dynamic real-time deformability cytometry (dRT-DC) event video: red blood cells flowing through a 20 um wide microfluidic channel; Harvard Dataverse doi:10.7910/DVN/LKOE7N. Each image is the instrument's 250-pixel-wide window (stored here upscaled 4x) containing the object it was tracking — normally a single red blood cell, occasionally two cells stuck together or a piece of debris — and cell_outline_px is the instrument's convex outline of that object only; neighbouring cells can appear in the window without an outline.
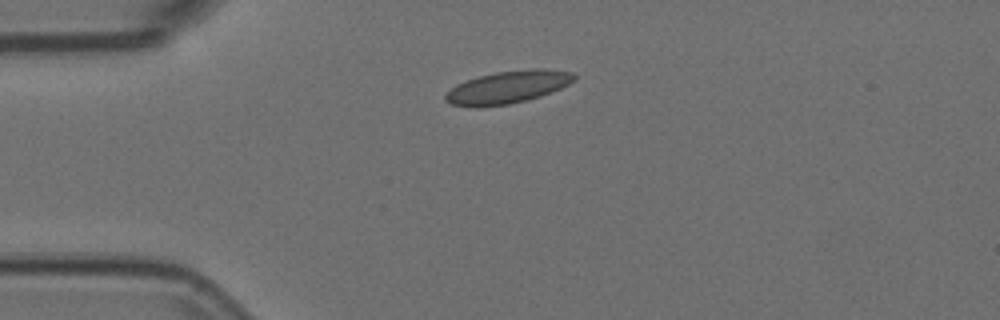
{"species": "Egyptian fruit bat (a non-hibernating species)", "species_latin": "Rousettus aegyptiacus", "temperature_condition": "room temperature", "stored_images_in_passage": 3, "camera_frame_rate_fps": 3000, "um_per_image_px": 0.085, "animal": {"sex": "female"}, "frame": {"image": 1, "passage_image": 1, "time_ms": 0.0, "image_size_px": [1000, 320], "cell_outline_px": [[576, 80], [560, 88], [540, 96], [508, 104], [480, 108], [476, 108], [452, 104], [444, 100], [444, 96], [456, 84], [480, 76], [496, 72], [532, 68], [536, 68], [572, 72], [576, 76]], "centroid_in_image_um": [43.15, 7.41], "position_along_channel_um": 41.9, "area_um2": 24.22}}
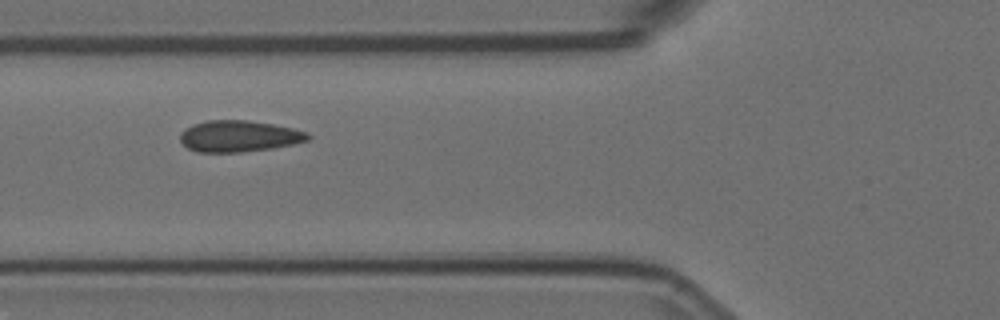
{"frame": {"image": 2, "passage_image": 3, "time_ms": 0.667, "image_size_px": [1000, 320], "cell_outline_px": [[312, 136], [308, 140], [292, 144], [272, 148], [240, 152], [196, 152], [188, 148], [180, 140], [180, 132], [184, 128], [192, 124], [208, 120], [248, 120], [272, 124], [292, 128], [308, 132]], "centroid_in_image_um": [20.29, 11.57], "position_along_channel_um": 105.5, "area_um2": 23.41}}